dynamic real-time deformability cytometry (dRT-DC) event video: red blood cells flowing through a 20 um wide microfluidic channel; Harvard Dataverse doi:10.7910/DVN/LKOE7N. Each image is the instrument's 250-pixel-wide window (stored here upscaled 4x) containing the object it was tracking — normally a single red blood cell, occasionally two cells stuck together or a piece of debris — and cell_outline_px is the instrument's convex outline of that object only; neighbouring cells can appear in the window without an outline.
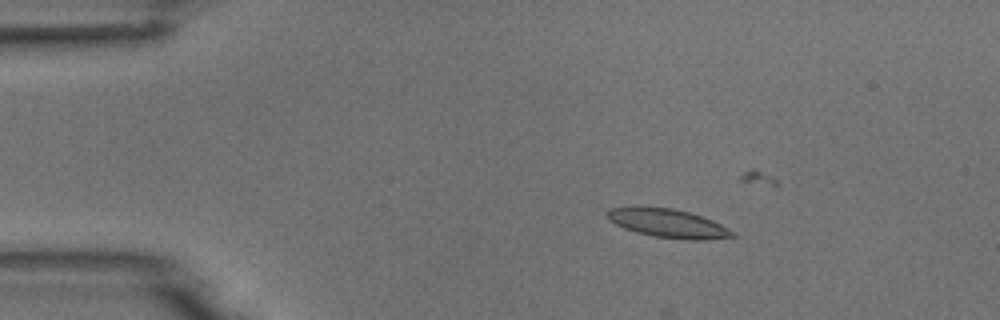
{"species": "common noctule bat (a hibernating species)", "species_latin": "Nyctalus noctula", "temperature_condition": "room temperature", "stored_images_in_passage": 5, "camera_frame_rate_fps": 3000, "um_per_image_px": 0.085, "animal": {"sex": "male", "body_mass_g": 18.8}, "frame": {"image": 1, "passage_image": 3, "time_ms": 2.333, "image_size_px": [1000, 320], "cell_outline_px": [[736, 236], [704, 240], [688, 240], [656, 236], [636, 232], [624, 228], [608, 220], [604, 212], [612, 208], [672, 208], [688, 212], [712, 220], [736, 232]], "centroid_in_image_um": [56.81, 19.0], "position_along_channel_um": 28.2, "area_um2": 20.46}}
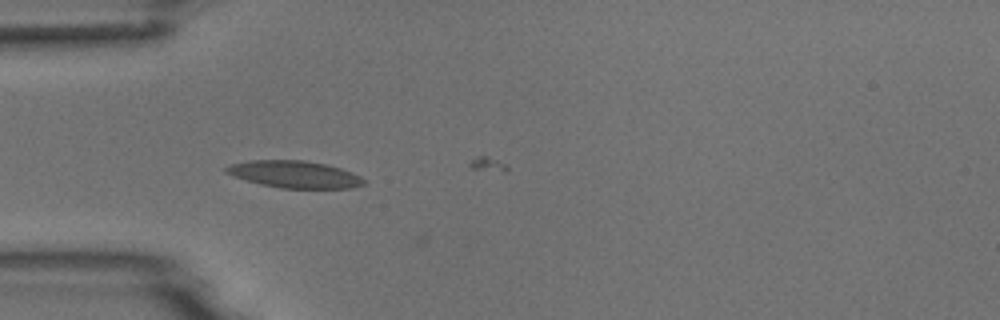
{"frame": {"image": 2, "passage_image": 5, "time_ms": 4.667, "image_size_px": [1000, 320], "cell_outline_px": [[368, 180], [364, 184], [352, 188], [280, 188], [260, 184], [224, 172], [224, 168], [232, 164], [248, 160], [304, 160], [328, 164], [352, 172]], "centroid_in_image_um": [25.08, 14.81], "position_along_channel_um": 59.9, "area_um2": 21.73}}